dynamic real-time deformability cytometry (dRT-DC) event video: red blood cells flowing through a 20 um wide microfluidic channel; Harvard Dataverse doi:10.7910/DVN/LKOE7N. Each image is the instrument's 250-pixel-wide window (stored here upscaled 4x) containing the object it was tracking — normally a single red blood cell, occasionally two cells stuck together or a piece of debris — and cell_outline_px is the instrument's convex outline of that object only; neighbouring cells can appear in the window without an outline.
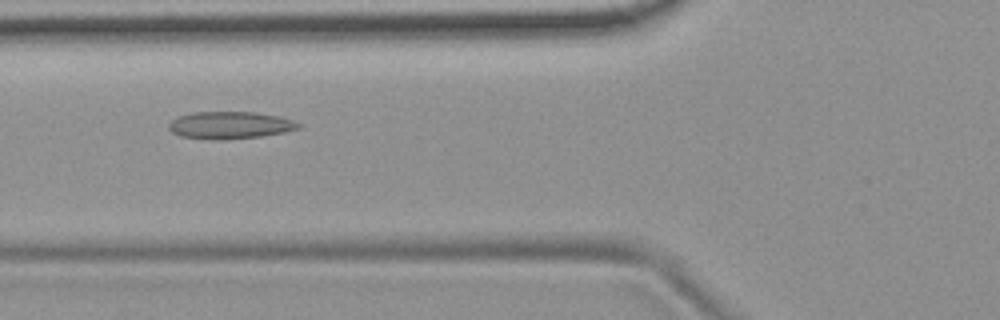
{"species": "common noctule bat (a hibernating species)", "species_latin": "Nyctalus noctula", "temperature_condition": "room temperature", "stored_images_in_passage": 55, "camera_frame_rate_fps": 3000, "um_per_image_px": 0.085, "animal": {"sex": "female", "body_mass_g": 19.9}, "frame": {"image": 1, "passage_image": 21, "time_ms": 6.667, "image_size_px": [1000, 320], "cell_outline_px": [[300, 128], [284, 132], [260, 136], [216, 140], [180, 136], [172, 132], [168, 128], [168, 124], [172, 120], [180, 116], [192, 112], [252, 112], [280, 116], [292, 120], [300, 124]], "centroid_in_image_um": [19.53, 10.63], "position_along_channel_um": 106.3, "area_um2": 20.4}}
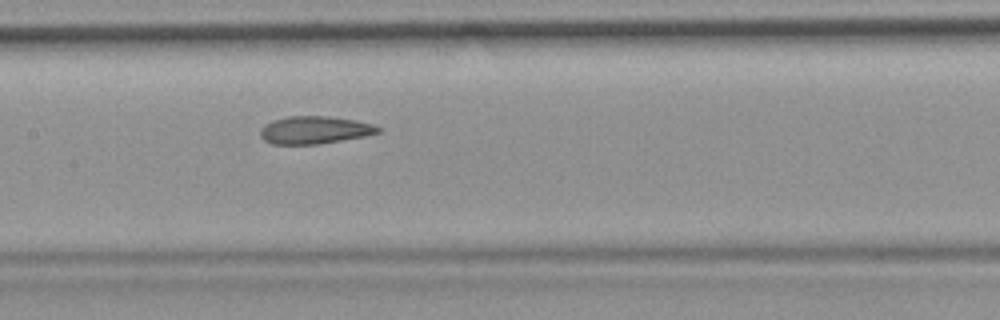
{"frame": {"image": 2, "passage_image": 27, "time_ms": 8.667, "image_size_px": [1000, 320], "cell_outline_px": [[380, 132], [364, 136], [316, 144], [272, 144], [264, 140], [260, 136], [260, 128], [264, 124], [272, 120], [288, 116], [328, 116], [356, 120], [372, 124], [380, 128]], "centroid_in_image_um": [26.69, 11.04], "position_along_channel_um": 180.7, "area_um2": 18.9}}
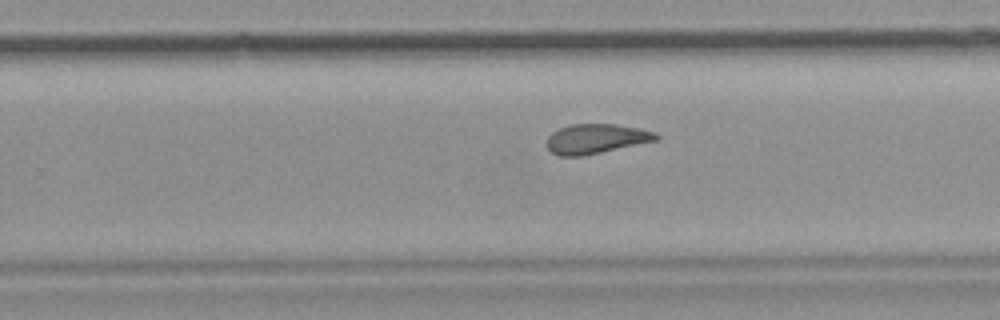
{"frame": {"image": 3, "passage_image": 35, "time_ms": 11.333, "image_size_px": [1000, 320], "cell_outline_px": [[660, 136], [656, 140], [600, 152], [580, 156], [560, 156], [552, 152], [548, 148], [548, 136], [552, 132], [568, 124], [616, 124], [640, 128], [656, 132]], "centroid_in_image_um": [50.66, 11.78], "position_along_channel_um": 279.1, "area_um2": 18.67}, "authors_computed_cell_mechanics": {"area_um2": 20.0566, "velocity_mm_per_s": 3.7162, "shape_relaxation_time_tau1_ms": null, "shape_relaxation_time_tau2_ms": 2.6652, "deformation_change_tau1": null, "deformation_change_tau2": 0.0849}}